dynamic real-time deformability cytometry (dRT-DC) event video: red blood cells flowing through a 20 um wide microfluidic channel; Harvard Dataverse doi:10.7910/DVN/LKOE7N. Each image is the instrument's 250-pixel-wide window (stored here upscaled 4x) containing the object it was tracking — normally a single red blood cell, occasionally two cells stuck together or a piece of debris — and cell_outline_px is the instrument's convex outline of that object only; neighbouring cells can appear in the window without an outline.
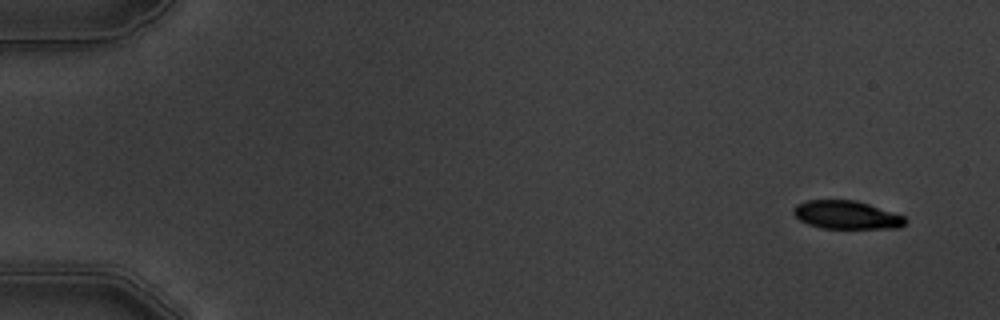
{"species": "common noctule bat (a hibernating species)", "species_latin": "Nyctalus noctula", "temperature_condition": "warm", "stored_images_in_passage": 5, "camera_frame_rate_fps": 3000, "um_per_image_px": 0.085, "animal": {"sex": "male", "body_mass_g": 19.5, "forearm_length_mm": 54.6}, "frame": {"image": 1, "passage_image": 1, "time_ms": 0.0, "image_size_px": [1000, 320], "cell_outline_px": [[908, 220], [900, 228], [820, 228], [808, 224], [800, 220], [792, 212], [792, 208], [796, 204], [808, 200], [856, 200], [904, 216]], "centroid_in_image_um": [71.93, 18.27], "position_along_channel_um": 13.1, "area_um2": 18.38}}